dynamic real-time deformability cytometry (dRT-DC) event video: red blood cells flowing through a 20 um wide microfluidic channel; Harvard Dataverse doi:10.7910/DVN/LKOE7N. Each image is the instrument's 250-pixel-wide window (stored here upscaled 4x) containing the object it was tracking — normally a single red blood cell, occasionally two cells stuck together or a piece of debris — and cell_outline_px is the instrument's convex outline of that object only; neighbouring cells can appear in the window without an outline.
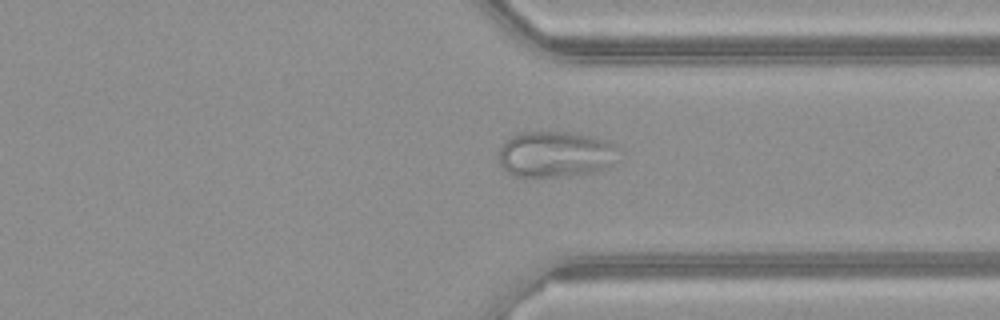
{"species": "common noctule bat (a hibernating species)", "species_latin": "Nyctalus noctula", "temperature_condition": "warm", "stored_images_in_passage": 36, "camera_frame_rate_fps": 3000, "um_per_image_px": 0.085, "animal": {"sex": "female", "body_mass_g": 21.9}, "frame": {"image": 1, "passage_image": 31, "time_ms": 10.0, "image_size_px": [1000, 320], "cell_outline_px": [[616, 148], [608, 168], [596, 172], [556, 176], [512, 176], [500, 164], [500, 148], [512, 136], [520, 132], [572, 132], [592, 136], [616, 144]], "centroid_in_image_um": [47.19, 13.1], "position_along_channel_um": 364.2, "area_um2": 31.56}}